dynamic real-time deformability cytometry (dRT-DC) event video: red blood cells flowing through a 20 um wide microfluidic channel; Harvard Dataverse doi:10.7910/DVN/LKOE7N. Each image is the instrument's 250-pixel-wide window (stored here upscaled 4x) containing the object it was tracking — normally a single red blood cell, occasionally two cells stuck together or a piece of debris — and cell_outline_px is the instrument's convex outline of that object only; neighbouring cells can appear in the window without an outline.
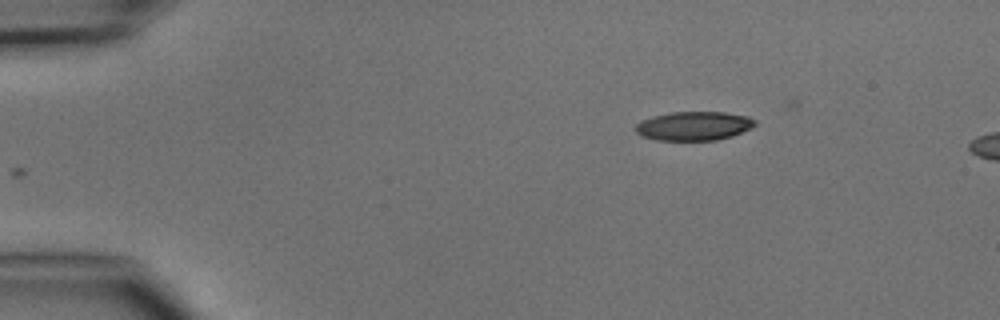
{"species": "common noctule bat (a hibernating species)", "species_latin": "Nyctalus noctula", "temperature_condition": "cold", "stored_images_in_passage": 4, "camera_frame_rate_fps": 3000, "um_per_image_px": 0.085, "animal": {"sex": "male", "body_mass_g": 15.6}, "frame": {"image": 1, "passage_image": 4, "time_ms": 3.667, "image_size_px": [1000, 320], "cell_outline_px": [[756, 124], [752, 128], [732, 136], [716, 140], [656, 140], [640, 136], [636, 132], [636, 124], [640, 120], [652, 116], [672, 112], [724, 112], [748, 116], [756, 120]], "centroid_in_image_um": [58.97, 10.7], "position_along_channel_um": 26.0, "area_um2": 20.29}}